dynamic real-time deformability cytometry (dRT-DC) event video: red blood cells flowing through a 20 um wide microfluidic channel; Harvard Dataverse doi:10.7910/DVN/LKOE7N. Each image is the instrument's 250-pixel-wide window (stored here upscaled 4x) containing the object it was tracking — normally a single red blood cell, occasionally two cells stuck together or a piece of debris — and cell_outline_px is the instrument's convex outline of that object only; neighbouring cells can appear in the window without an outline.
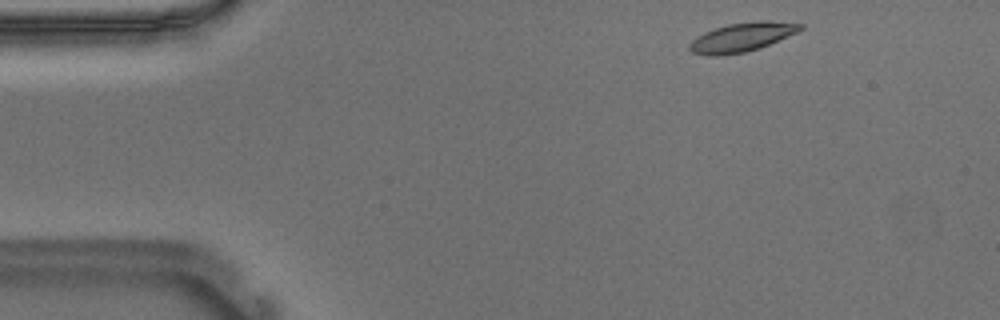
{"species": "Egyptian fruit bat (a non-hibernating species)", "species_latin": "Rousettus aegyptiacus", "temperature_condition": "warm", "stored_images_in_passage": 10, "camera_frame_rate_fps": 3000, "um_per_image_px": 0.085, "animal": {"sex": "male"}, "frame": {"image": 1, "passage_image": 1, "time_ms": 0.0, "image_size_px": [1000, 320], "cell_outline_px": [[804, 28], [796, 32], [760, 48], [744, 52], [720, 56], [708, 56], [692, 52], [688, 48], [688, 44], [692, 40], [704, 32], [728, 24], [760, 20], [768, 20], [804, 24]], "centroid_in_image_um": [63.04, 3.16], "position_along_channel_um": 22.0, "area_um2": 18.67}}